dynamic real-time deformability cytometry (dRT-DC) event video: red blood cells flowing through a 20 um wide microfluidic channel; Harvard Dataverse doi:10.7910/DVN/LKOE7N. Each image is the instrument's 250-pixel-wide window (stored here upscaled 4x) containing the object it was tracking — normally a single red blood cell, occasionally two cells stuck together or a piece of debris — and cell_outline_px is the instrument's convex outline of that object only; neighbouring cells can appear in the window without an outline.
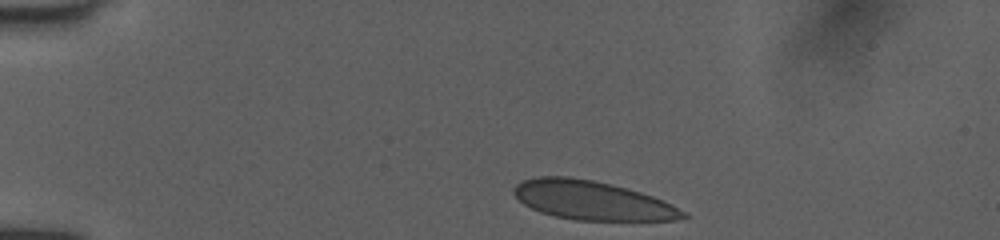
{"species": "human", "species_latin": "Homo sapiens", "temperature_condition": "room temperature", "stored_images_in_passage": 36, "camera_frame_rate_fps": 3000, "um_per_image_px": 0.085, "donor": {"sex": "female"}, "frame": {"image": 1, "passage_image": 1, "time_ms": 0.0, "image_size_px": [1000, 240], "cell_outline_px": [[688, 216], [676, 220], [576, 220], [556, 216], [540, 212], [524, 204], [512, 192], [512, 188], [520, 180], [540, 176], [568, 176], [592, 180], [612, 184], [628, 188], [664, 200], [688, 212]], "centroid_in_image_um": [50.34, 17.02], "position_along_channel_um": 34.7, "area_um2": 38.49}}
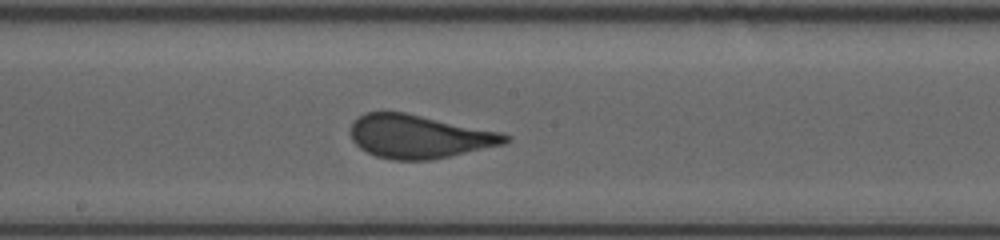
{"frame": {"image": 2, "passage_image": 19, "time_ms": 6.0, "image_size_px": [1000, 240], "cell_outline_px": [[512, 140], [504, 144], [432, 160], [392, 160], [376, 156], [360, 148], [352, 140], [352, 124], [364, 112], [404, 112], [500, 132], [512, 136]], "centroid_in_image_um": [35.65, 11.61], "position_along_channel_um": 212.5, "area_um2": 38.84}}
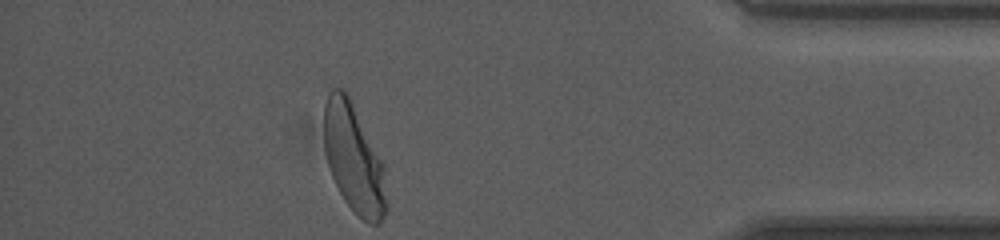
{"frame": {"image": 3, "passage_image": 36, "time_ms": 11.667, "image_size_px": [1000, 240], "cell_outline_px": [[388, 208], [380, 224], [368, 224], [344, 200], [332, 176], [328, 164], [324, 148], [324, 104], [328, 92], [332, 88], [344, 88], [380, 160], [388, 204]], "centroid_in_image_um": [30.03, 13.49], "position_along_channel_um": 405.2, "area_um2": 38.55}, "authors_computed_cell_mechanics": {"area_um2": 39.3329, "velocity_mm_per_s": 4.0215, "shape_relaxation_time_tau1_ms": 4.5179, "shape_relaxation_time_tau2_ms": null, "deformation_change_tau1": 0.1561, "deformation_change_tau2": null}}